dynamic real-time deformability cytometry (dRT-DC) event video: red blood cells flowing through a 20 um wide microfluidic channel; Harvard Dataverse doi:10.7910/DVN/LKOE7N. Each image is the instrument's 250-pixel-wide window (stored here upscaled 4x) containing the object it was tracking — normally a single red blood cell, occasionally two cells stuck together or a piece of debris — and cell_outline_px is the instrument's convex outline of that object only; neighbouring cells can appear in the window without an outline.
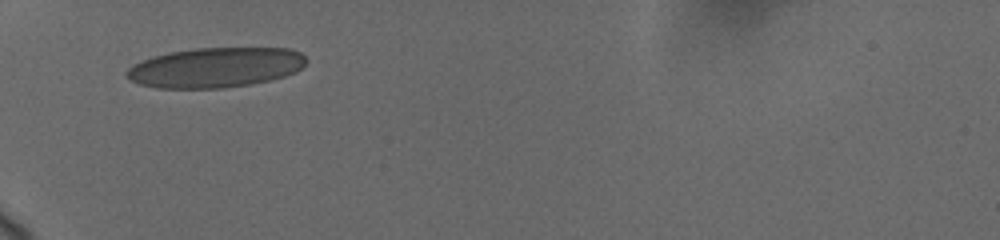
{"species": "human", "species_latin": "Homo sapiens", "temperature_condition": "cold", "stored_images_in_passage": 2, "camera_frame_rate_fps": 3000, "um_per_image_px": 0.085, "donor": {"sex": "female"}, "frame": {"image": 1, "passage_image": 1, "time_ms": 0.0, "image_size_px": [1000, 240], "cell_outline_px": [[308, 60], [296, 72], [284, 76], [252, 84], [224, 88], [156, 88], [140, 84], [128, 80], [124, 76], [124, 72], [132, 64], [140, 60], [152, 56], [168, 52], [196, 48], [292, 48], [300, 52]], "centroid_in_image_um": [18.26, 5.73], "position_along_channel_um": 66.7, "area_um2": 42.25}}